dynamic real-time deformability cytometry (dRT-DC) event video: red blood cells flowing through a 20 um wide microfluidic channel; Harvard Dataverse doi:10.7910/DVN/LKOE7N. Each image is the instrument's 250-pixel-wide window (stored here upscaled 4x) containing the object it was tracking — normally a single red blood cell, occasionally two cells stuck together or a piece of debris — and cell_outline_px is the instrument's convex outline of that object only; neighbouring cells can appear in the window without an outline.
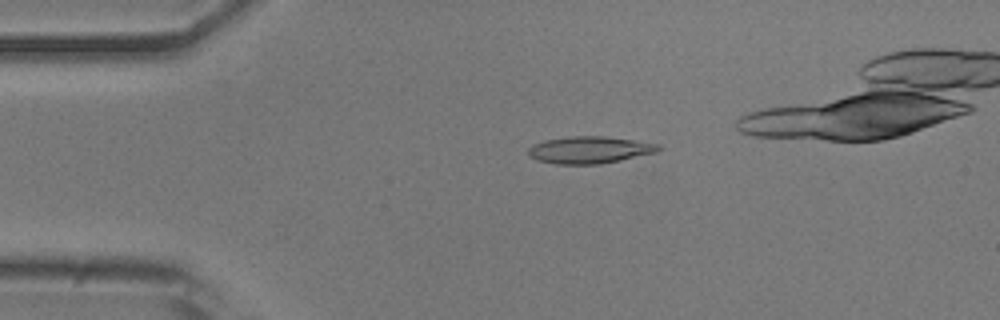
{"species": "common noctule bat (a hibernating species)", "species_latin": "Nyctalus noctula", "temperature_condition": "room temperature", "stored_images_in_passage": 35, "camera_frame_rate_fps": 3000, "um_per_image_px": 0.085, "animal": {"sex": "male", "body_mass_g": 20.5, "forearm_length_mm": 52.5}, "frame": {"image": 1, "passage_image": 1, "time_ms": 0.0, "image_size_px": [1000, 320], "cell_outline_px": [[664, 148], [656, 152], [620, 160], [600, 164], [556, 164], [536, 160], [528, 156], [528, 148], [532, 144], [544, 140], [572, 136], [604, 136], [660, 144]], "centroid_in_image_um": [50.09, 12.74], "position_along_channel_um": 34.9, "area_um2": 20.58}}
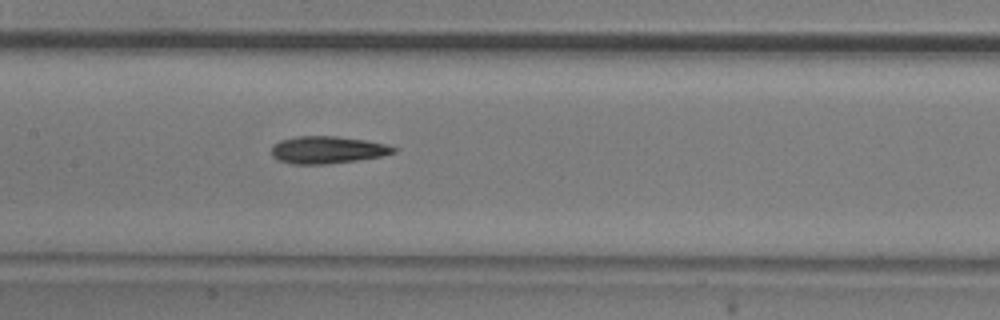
{"frame": {"image": 2, "passage_image": 15, "time_ms": 4.667, "image_size_px": [1000, 320], "cell_outline_px": [[396, 152], [380, 156], [356, 160], [328, 164], [292, 164], [276, 160], [272, 156], [272, 144], [280, 140], [296, 136], [336, 136], [364, 140], [384, 144], [396, 148]], "centroid_in_image_um": [27.76, 12.74], "position_along_channel_um": 179.6, "area_um2": 19.36}}
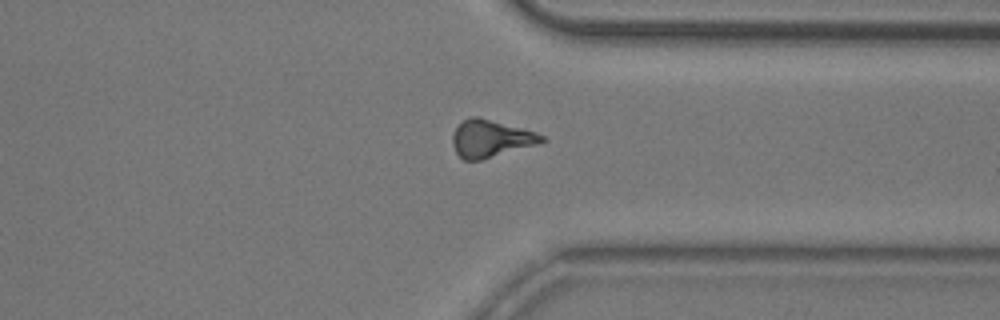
{"frame": {"image": 3, "passage_image": 30, "time_ms": 9.667, "image_size_px": [1000, 320], "cell_outline_px": [[548, 140], [536, 144], [480, 160], [464, 160], [456, 152], [452, 144], [452, 136], [456, 128], [464, 120], [472, 116], [480, 116], [536, 132], [544, 136]], "centroid_in_image_um": [41.7, 11.76], "position_along_channel_um": 369.7, "area_um2": 19.19}}